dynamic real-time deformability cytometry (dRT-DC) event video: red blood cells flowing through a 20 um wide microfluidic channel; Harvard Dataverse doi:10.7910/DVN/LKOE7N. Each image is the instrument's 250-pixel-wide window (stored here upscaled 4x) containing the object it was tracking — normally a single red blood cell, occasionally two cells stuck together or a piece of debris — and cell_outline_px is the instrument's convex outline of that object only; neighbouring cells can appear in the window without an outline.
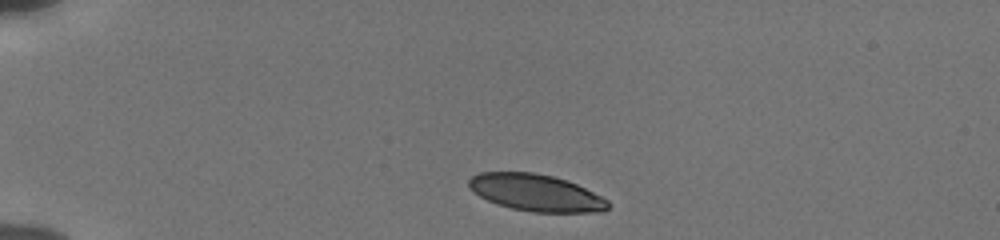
{"species": "human", "species_latin": "Homo sapiens", "temperature_condition": "cold", "stored_images_in_passage": 42, "camera_frame_rate_fps": 3000, "um_per_image_px": 0.085, "donor": {"sex": "male"}, "frame": {"image": 1, "passage_image": 1, "time_ms": 0.0, "image_size_px": [1000, 240], "cell_outline_px": [[608, 208], [604, 212], [532, 212], [512, 208], [496, 204], [480, 196], [468, 188], [468, 180], [472, 176], [480, 172], [532, 172], [552, 176], [576, 184], [608, 200]], "centroid_in_image_um": [45.52, 16.38], "position_along_channel_um": 39.5, "area_um2": 29.71}}
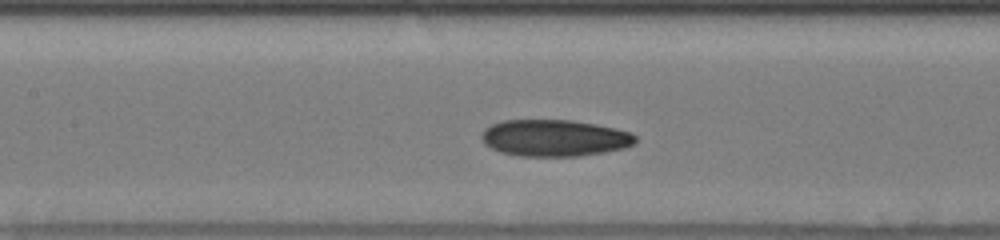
{"frame": {"image": 2, "passage_image": 15, "time_ms": 4.667, "image_size_px": [1000, 240], "cell_outline_px": [[636, 140], [632, 144], [624, 148], [604, 152], [576, 156], [520, 156], [500, 152], [484, 144], [480, 136], [484, 128], [492, 124], [504, 120], [572, 120], [596, 124], [616, 128], [632, 132], [636, 136]], "centroid_in_image_um": [47.11, 11.72], "position_along_channel_um": 160.3, "area_um2": 33.0}}
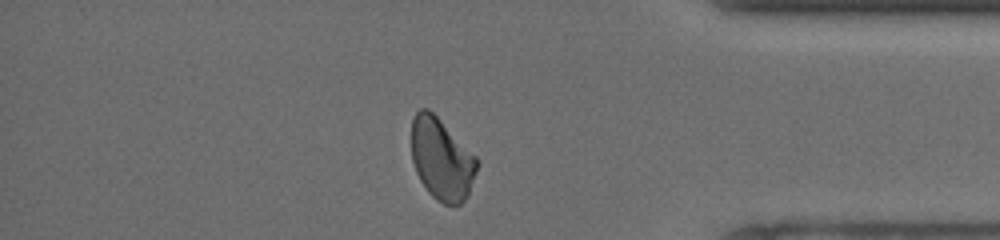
{"frame": {"image": 3, "passage_image": 35, "time_ms": 11.333, "image_size_px": [1000, 240], "cell_outline_px": [[480, 160], [468, 196], [460, 204], [444, 204], [436, 200], [428, 192], [420, 180], [416, 172], [412, 160], [412, 120], [416, 112], [420, 108], [428, 108]], "centroid_in_image_um": [37.54, 13.54], "position_along_channel_um": 397.7, "area_um2": 31.1}, "authors_computed_cell_mechanics": {"area_um2": 31.9923, "velocity_mm_per_s": 3.8253, "shape_relaxation_time_tau1_ms": 7.1008, "shape_relaxation_time_tau2_ms": 3.2796, "deformation_change_tau1": 0.155, "deformation_change_tau2": 0.0956}}